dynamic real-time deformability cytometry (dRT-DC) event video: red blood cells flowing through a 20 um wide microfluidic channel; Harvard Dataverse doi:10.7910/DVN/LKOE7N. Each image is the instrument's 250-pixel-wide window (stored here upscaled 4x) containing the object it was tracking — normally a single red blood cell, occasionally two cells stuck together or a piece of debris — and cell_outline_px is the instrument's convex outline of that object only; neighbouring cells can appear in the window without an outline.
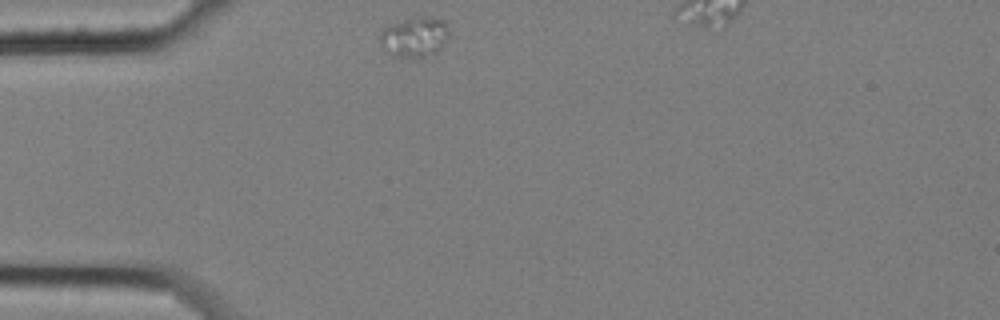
{"species": "common noctule bat (a hibernating species)", "species_latin": "Nyctalus noctula", "temperature_condition": "cold", "stored_images_in_passage": 36, "camera_frame_rate_fps": 3000, "um_per_image_px": 0.085, "animal": {"sex": "female", "body_mass_g": 25.1}, "frame": {"image": 1, "passage_image": 1, "time_ms": 0.0, "image_size_px": [1000, 320], "cell_outline_px": [[448, 36], [444, 44], [432, 56], [424, 60], [392, 56], [384, 52], [380, 44], [380, 32], [384, 28], [392, 24], [404, 20], [420, 16], [432, 16], [444, 20], [448, 32]], "centroid_in_image_um": [35.23, 3.2], "position_along_channel_um": 49.8, "area_um2": 16.7}}
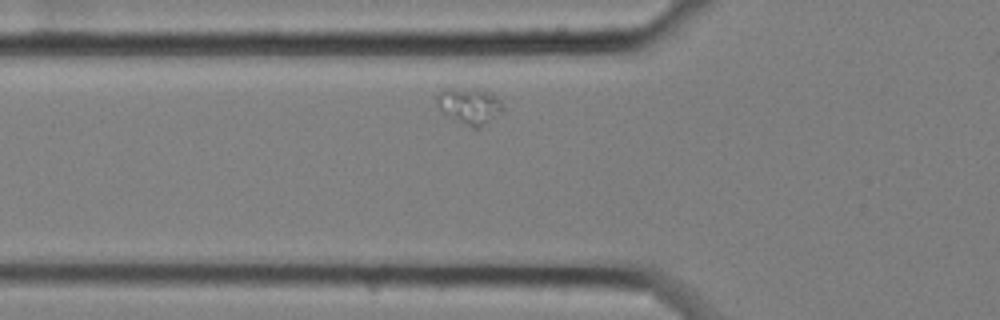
{"frame": {"image": 2, "passage_image": 6, "time_ms": 1.667, "image_size_px": [1000, 320], "cell_outline_px": [[504, 112], [480, 128], [472, 128], [448, 116], [440, 108], [436, 100], [436, 96], [444, 88], [452, 88], [484, 92], [496, 96], [500, 100], [504, 108]], "centroid_in_image_um": [39.93, 9.04], "position_along_channel_um": 85.9, "area_um2": 13.64}}